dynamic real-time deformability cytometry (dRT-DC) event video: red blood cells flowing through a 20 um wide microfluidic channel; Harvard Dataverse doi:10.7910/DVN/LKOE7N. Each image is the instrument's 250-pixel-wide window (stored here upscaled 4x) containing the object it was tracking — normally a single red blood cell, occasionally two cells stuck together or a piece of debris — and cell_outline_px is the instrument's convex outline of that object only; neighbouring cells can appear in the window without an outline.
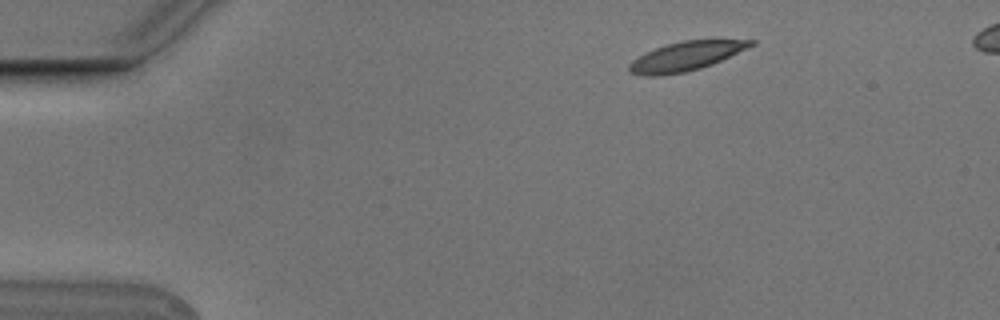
{"species": "Egyptian fruit bat (a non-hibernating species)", "species_latin": "Rousettus aegyptiacus", "temperature_condition": "cold", "stored_images_in_passage": 8, "camera_frame_rate_fps": 3000, "um_per_image_px": 0.085, "animal": {"sex": "male"}, "frame": {"image": 1, "passage_image": 2, "time_ms": 0.333, "image_size_px": [1000, 320], "cell_outline_px": [[756, 44], [748, 48], [712, 64], [700, 68], [684, 72], [656, 76], [644, 76], [628, 72], [628, 64], [632, 60], [644, 52], [668, 44], [684, 40], [756, 40]], "centroid_in_image_um": [58.26, 4.78], "position_along_channel_um": 26.7, "area_um2": 20.52}}
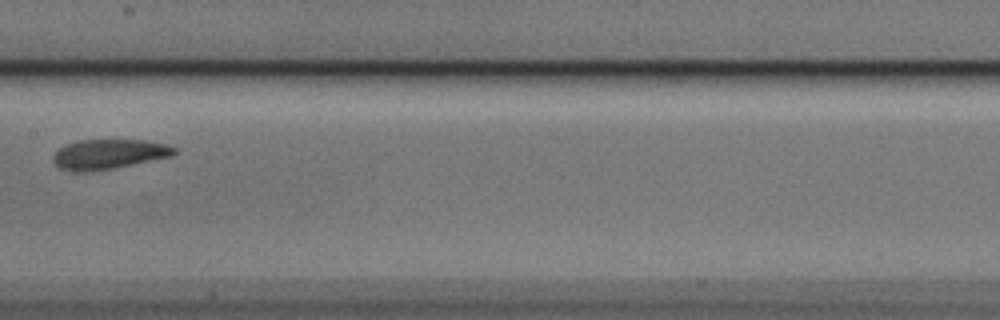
{"frame": {"image": 2, "passage_image": 7, "time_ms": 2.0, "image_size_px": [1000, 320], "cell_outline_px": [[176, 152], [172, 156], [112, 168], [84, 172], [72, 172], [60, 168], [52, 160], [52, 156], [64, 144], [76, 140], [144, 140], [168, 144], [176, 148]], "centroid_in_image_um": [9.22, 13.09], "position_along_channel_um": 198.2, "area_um2": 21.04}}
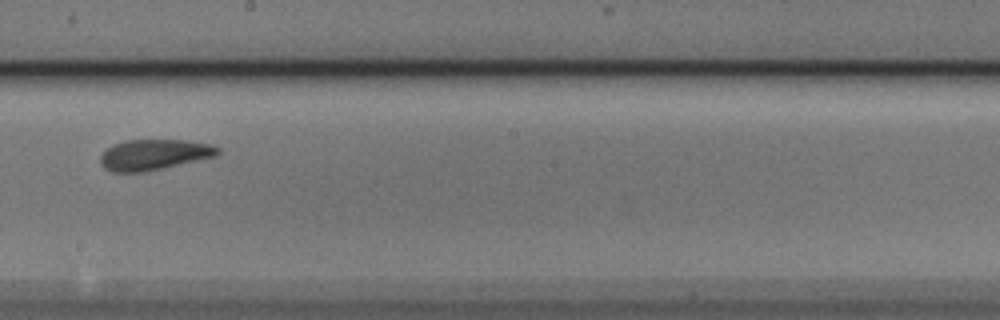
{"frame": {"image": 3, "passage_image": 8, "time_ms": 2.333, "image_size_px": [1000, 320], "cell_outline_px": [[220, 152], [216, 156], [164, 168], [144, 172], [112, 172], [104, 168], [100, 164], [100, 156], [112, 144], [124, 140], [184, 140], [212, 144], [220, 148]], "centroid_in_image_um": [13.09, 13.14], "position_along_channel_um": 235.1, "area_um2": 21.1}}